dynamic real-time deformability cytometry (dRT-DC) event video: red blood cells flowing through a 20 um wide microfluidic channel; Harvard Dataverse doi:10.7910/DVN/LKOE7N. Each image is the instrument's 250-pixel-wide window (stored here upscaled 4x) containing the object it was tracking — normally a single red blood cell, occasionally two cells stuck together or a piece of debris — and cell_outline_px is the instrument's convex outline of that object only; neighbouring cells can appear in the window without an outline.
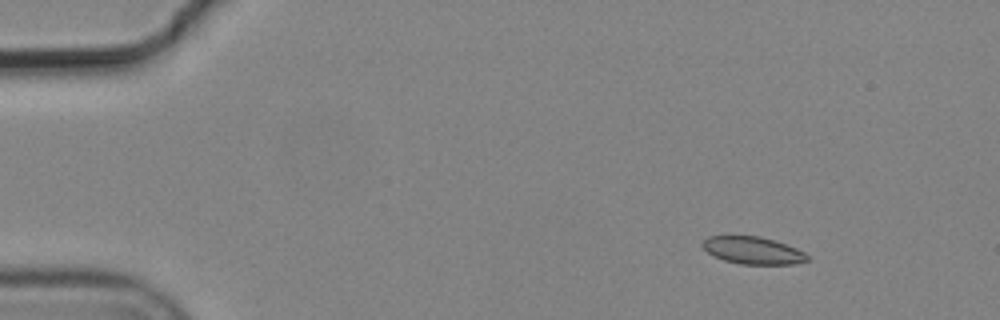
{"species": "common noctule bat (a hibernating species)", "species_latin": "Nyctalus noctula", "temperature_condition": "cold", "stored_images_in_passage": 4, "camera_frame_rate_fps": 3000, "um_per_image_px": 0.085, "animal": {"sex": "male", "body_mass_g": 19.2, "forearm_length_mm": 51.8}, "frame": {"image": 1, "passage_image": 2, "time_ms": 0.333, "image_size_px": [1000, 320], "cell_outline_px": [[808, 260], [792, 264], [740, 264], [724, 260], [708, 252], [700, 244], [708, 236], [760, 236], [796, 248], [804, 252], [808, 256]], "centroid_in_image_um": [63.98, 21.28], "position_along_channel_um": 21.0, "area_um2": 16.42}}